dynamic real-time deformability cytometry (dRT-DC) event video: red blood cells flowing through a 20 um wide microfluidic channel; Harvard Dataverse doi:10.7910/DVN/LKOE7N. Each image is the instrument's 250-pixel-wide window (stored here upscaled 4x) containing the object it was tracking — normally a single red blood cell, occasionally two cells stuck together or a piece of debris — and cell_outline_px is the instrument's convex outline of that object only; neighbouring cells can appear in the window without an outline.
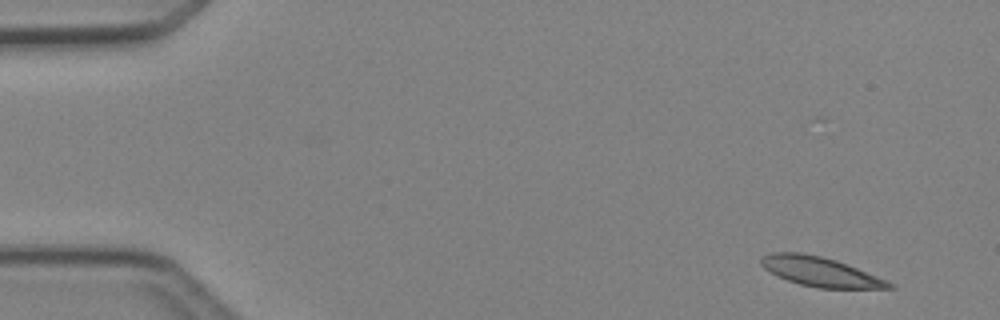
{"species": "Egyptian fruit bat (a non-hibernating species)", "species_latin": "Rousettus aegyptiacus", "temperature_condition": "cold", "stored_images_in_passage": 3, "camera_frame_rate_fps": 3000, "um_per_image_px": 0.085, "animal": {"sex": "female"}, "frame": {"image": 1, "passage_image": 1, "time_ms": 0.0, "image_size_px": [1000, 320], "cell_outline_px": [[896, 288], [816, 288], [800, 284], [788, 280], [764, 268], [760, 264], [760, 256], [772, 252], [800, 252], [820, 256], [836, 260], [896, 284]], "centroid_in_image_um": [69.71, 23.09], "position_along_channel_um": 15.3, "area_um2": 21.73}}